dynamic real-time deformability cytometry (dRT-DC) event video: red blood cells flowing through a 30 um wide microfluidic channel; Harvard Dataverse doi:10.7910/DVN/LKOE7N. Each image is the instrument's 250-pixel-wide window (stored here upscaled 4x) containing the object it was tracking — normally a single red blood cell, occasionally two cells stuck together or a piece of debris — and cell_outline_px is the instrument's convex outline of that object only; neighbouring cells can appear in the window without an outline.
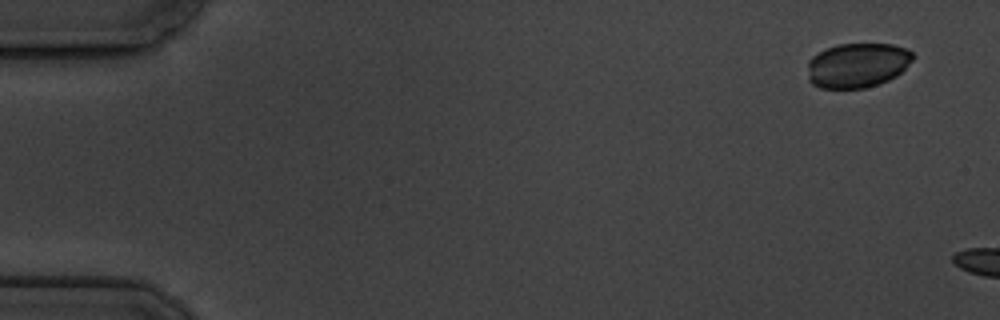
{"species": "common noctule bat (a hibernating species)", "species_latin": "Nyctalus noctula", "temperature_condition": "cold", "stored_images_in_passage": 4, "camera_frame_rate_fps": 3000, "um_per_image_px": 0.085, "animal": {"sex": "male", "body_mass_g": 19.5, "forearm_length_mm": 54.6}, "frame": {"image": 1, "passage_image": 1, "time_ms": 0.0, "image_size_px": [1000, 320], "cell_outline_px": [[916, 56], [896, 76], [880, 84], [864, 88], [820, 88], [812, 84], [808, 80], [808, 60], [812, 56], [828, 48], [840, 44], [892, 44], [908, 48]], "centroid_in_image_um": [72.88, 5.55], "position_along_channel_um": 12.1, "area_um2": 27.51}}